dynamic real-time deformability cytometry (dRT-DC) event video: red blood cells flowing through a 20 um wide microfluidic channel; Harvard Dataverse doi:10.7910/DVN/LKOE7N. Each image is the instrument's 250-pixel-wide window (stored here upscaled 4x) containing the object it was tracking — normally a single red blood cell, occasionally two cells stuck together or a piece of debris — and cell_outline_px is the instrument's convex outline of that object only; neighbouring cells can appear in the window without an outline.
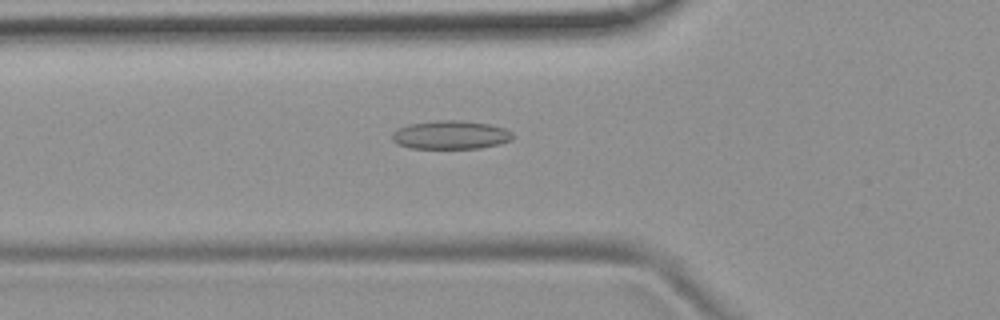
{"species": "common noctule bat (a hibernating species)", "species_latin": "Nyctalus noctula", "temperature_condition": "room temperature", "stored_images_in_passage": 40, "camera_frame_rate_fps": 3000, "um_per_image_px": 0.085, "animal": {"sex": "female", "body_mass_g": 19.9}, "frame": {"image": 1, "passage_image": 6, "time_ms": 1.667, "image_size_px": [1000, 320], "cell_outline_px": [[512, 140], [500, 144], [480, 148], [408, 148], [392, 140], [392, 132], [396, 128], [408, 124], [436, 120], [464, 120], [488, 124], [504, 128], [512, 132]], "centroid_in_image_um": [38.29, 11.46], "position_along_channel_um": 87.5, "area_um2": 20.17}}
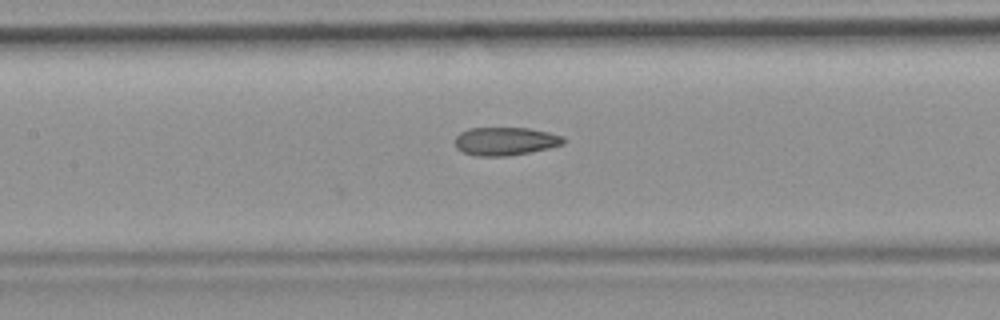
{"frame": {"image": 2, "passage_image": 12, "time_ms": 3.667, "image_size_px": [1000, 320], "cell_outline_px": [[564, 144], [548, 148], [528, 152], [504, 156], [476, 156], [464, 152], [456, 148], [456, 136], [460, 132], [468, 128], [528, 128], [548, 132], [564, 136]], "centroid_in_image_um": [42.94, 12.0], "position_along_channel_um": 164.5, "area_um2": 17.69}}
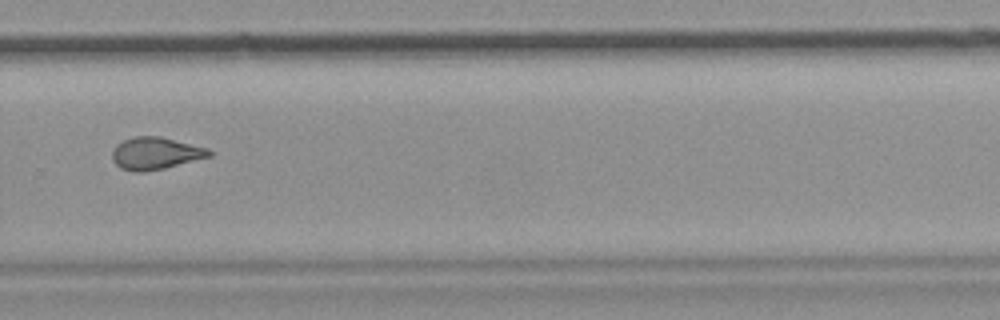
{"frame": {"image": 3, "passage_image": 24, "time_ms": 7.667, "image_size_px": [1000, 320], "cell_outline_px": [[212, 156], [164, 168], [144, 172], [132, 172], [120, 168], [112, 160], [112, 152], [116, 144], [124, 140], [136, 136], [160, 136], [208, 148], [212, 152]], "centroid_in_image_um": [13.2, 13.04], "position_along_channel_um": 316.6, "area_um2": 18.26}, "authors_computed_cell_mechanics": {"area_um2": 18.3226, "velocity_mm_per_s": 3.8158, "shape_relaxation_time_tau1_ms": null, "shape_relaxation_time_tau2_ms": 1.9933, "deformation_change_tau1": null, "deformation_change_tau2": 0.0979}}